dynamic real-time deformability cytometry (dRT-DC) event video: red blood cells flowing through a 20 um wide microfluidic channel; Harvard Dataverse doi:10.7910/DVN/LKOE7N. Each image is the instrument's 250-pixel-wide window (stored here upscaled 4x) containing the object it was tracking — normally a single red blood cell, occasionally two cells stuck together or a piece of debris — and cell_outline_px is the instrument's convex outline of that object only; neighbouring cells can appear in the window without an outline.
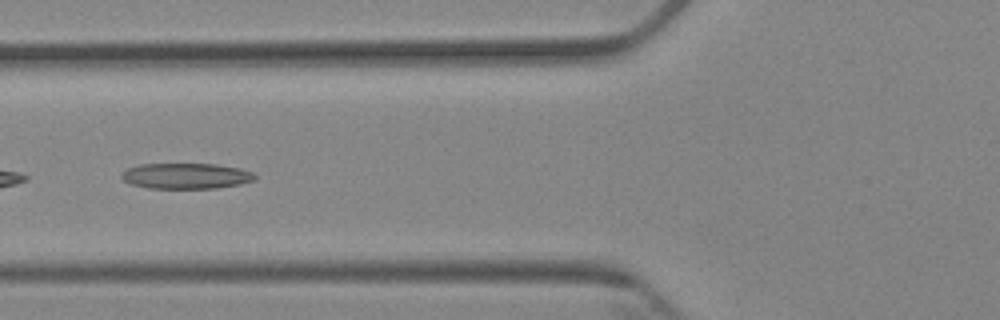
{"species": "Egyptian fruit bat (a non-hibernating species)", "species_latin": "Rousettus aegyptiacus", "temperature_condition": "cold", "stored_images_in_passage": 6, "camera_frame_rate_fps": 3000, "um_per_image_px": 0.085, "animal": {"sex": "female"}, "frame": {"image": 1, "passage_image": 6, "time_ms": 6.667, "image_size_px": [1000, 320], "cell_outline_px": [[256, 176], [252, 180], [240, 184], [216, 188], [148, 188], [132, 184], [124, 180], [120, 176], [128, 168], [140, 164], [216, 164], [240, 168], [252, 172]], "centroid_in_image_um": [15.81, 14.95], "position_along_channel_um": 110.0, "area_um2": 19.77}}